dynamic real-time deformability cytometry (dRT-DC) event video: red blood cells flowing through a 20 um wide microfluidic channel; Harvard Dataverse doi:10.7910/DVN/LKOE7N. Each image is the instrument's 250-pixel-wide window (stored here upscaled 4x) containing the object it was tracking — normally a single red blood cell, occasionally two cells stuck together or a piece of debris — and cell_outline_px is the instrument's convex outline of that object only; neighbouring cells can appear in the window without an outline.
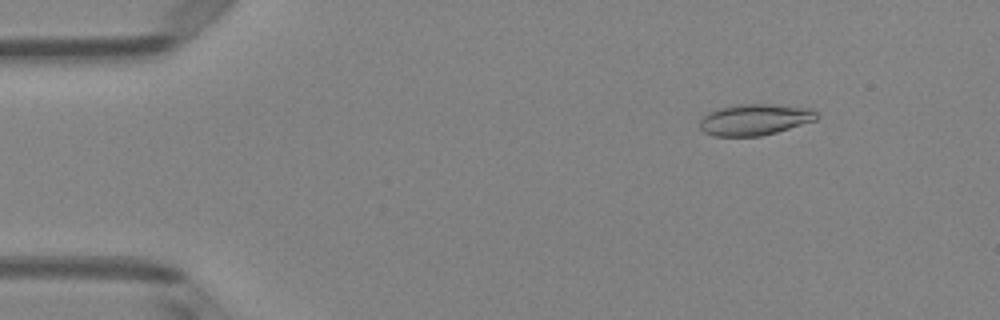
{"species": "Egyptian fruit bat (a non-hibernating species)", "species_latin": "Rousettus aegyptiacus", "temperature_condition": "room temperature", "stored_images_in_passage": 50, "camera_frame_rate_fps": 3000, "um_per_image_px": 0.085, "animal": {"sex": "female"}, "frame": {"image": 1, "passage_image": 6, "time_ms": 1.667, "image_size_px": [1000, 320], "cell_outline_px": [[820, 116], [816, 120], [776, 132], [760, 136], [716, 136], [704, 132], [700, 128], [700, 120], [708, 112], [732, 104], [764, 104], [812, 108]], "centroid_in_image_um": [64.16, 10.16], "position_along_channel_um": 20.8, "area_um2": 21.21}}
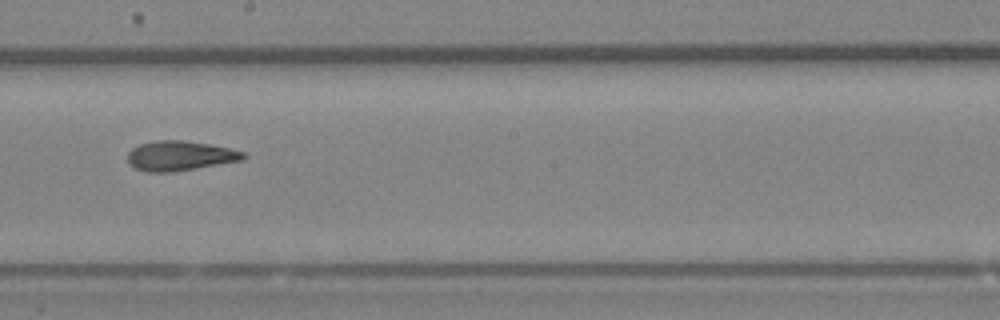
{"frame": {"image": 2, "passage_image": 28, "time_ms": 9.0, "image_size_px": [1000, 320], "cell_outline_px": [[248, 156], [244, 160], [172, 172], [148, 172], [136, 168], [128, 160], [128, 152], [132, 148], [140, 144], [156, 140], [184, 140], [208, 144], [228, 148], [244, 152]], "centroid_in_image_um": [15.32, 13.24], "position_along_channel_um": 232.9, "area_um2": 19.94}}
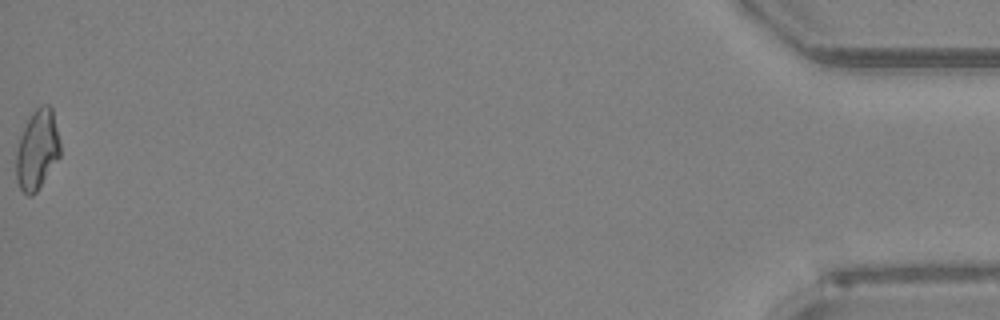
{"frame": {"image": 3, "passage_image": 50, "time_ms": 16.333, "image_size_px": [1000, 320], "cell_outline_px": [[60, 156], [36, 192], [32, 196], [28, 196], [20, 188], [16, 180], [16, 148], [20, 136], [32, 112], [36, 108], [44, 104], [48, 104], [52, 108], [60, 144]], "centroid_in_image_um": [3.15, 12.73], "position_along_channel_um": 432.1, "area_um2": 20.35}, "authors_computed_cell_mechanics": {"area_um2": 19.941, "velocity_mm_per_s": 4.0666, "shape_relaxation_time_tau1_ms": 5.4037, "shape_relaxation_time_tau2_ms": 1.7317, "deformation_change_tau1": 0.1618, "deformation_change_tau2": 0.0993}}